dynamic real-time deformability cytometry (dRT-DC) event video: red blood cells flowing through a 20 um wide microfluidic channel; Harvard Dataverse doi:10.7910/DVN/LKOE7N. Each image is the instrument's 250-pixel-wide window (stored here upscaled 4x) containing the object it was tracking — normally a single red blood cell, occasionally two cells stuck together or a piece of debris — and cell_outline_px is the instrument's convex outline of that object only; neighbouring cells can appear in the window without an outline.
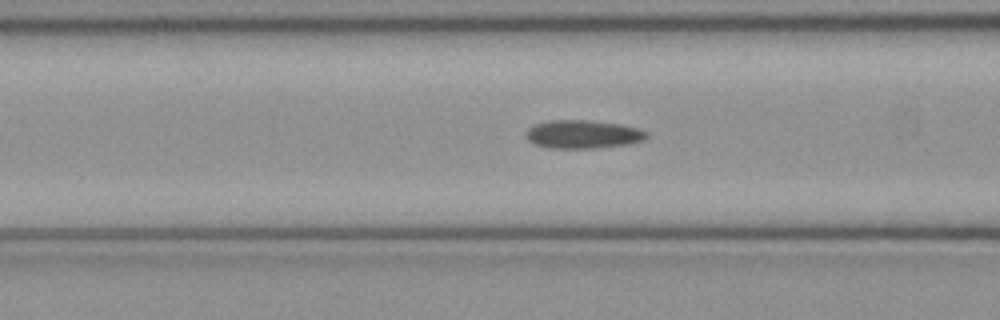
{"species": "common noctule bat (a hibernating species)", "species_latin": "Nyctalus noctula", "temperature_condition": "cold", "stored_images_in_passage": 51, "camera_frame_rate_fps": 3000, "um_per_image_px": 0.085, "animal": {"sex": "female", "body_mass_g": 21.9}, "frame": {"image": 1, "passage_image": 20, "time_ms": 6.333, "image_size_px": [1000, 320], "cell_outline_px": [[648, 136], [644, 140], [628, 144], [596, 148], [548, 148], [536, 144], [528, 140], [528, 128], [536, 124], [548, 120], [588, 120], [620, 124], [636, 128], [648, 132]], "centroid_in_image_um": [49.58, 11.41], "position_along_channel_um": 117.0, "area_um2": 19.77}}
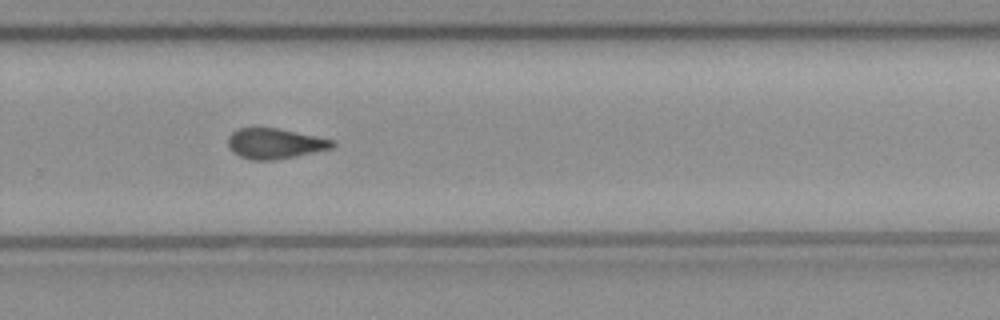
{"frame": {"image": 2, "passage_image": 34, "time_ms": 11.0, "image_size_px": [1000, 320], "cell_outline_px": [[336, 144], [332, 148], [296, 156], [276, 160], [252, 160], [240, 156], [232, 152], [228, 148], [228, 136], [236, 128], [276, 128], [336, 140]], "centroid_in_image_um": [23.35, 12.2], "position_along_channel_um": 306.4, "area_um2": 18.55}}
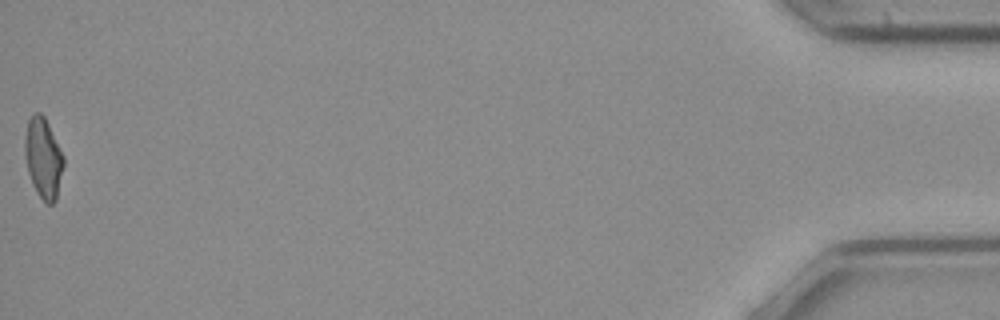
{"frame": {"image": 3, "passage_image": 51, "time_ms": 16.667, "image_size_px": [1000, 320], "cell_outline_px": [[64, 164], [56, 200], [52, 204], [48, 204], [36, 192], [32, 184], [28, 172], [24, 156], [24, 140], [28, 120], [36, 112], [40, 112], [44, 116], [64, 156]], "centroid_in_image_um": [3.67, 13.44], "position_along_channel_um": 431.5, "area_um2": 18.09}, "authors_computed_cell_mechanics": {"area_um2": 18.9584, "velocity_mm_per_s": 4.0621, "shape_relaxation_time_tau1_ms": null, "shape_relaxation_time_tau2_ms": 4.5489, "deformation_change_tau1": null, "deformation_change_tau2": 0.1267}}